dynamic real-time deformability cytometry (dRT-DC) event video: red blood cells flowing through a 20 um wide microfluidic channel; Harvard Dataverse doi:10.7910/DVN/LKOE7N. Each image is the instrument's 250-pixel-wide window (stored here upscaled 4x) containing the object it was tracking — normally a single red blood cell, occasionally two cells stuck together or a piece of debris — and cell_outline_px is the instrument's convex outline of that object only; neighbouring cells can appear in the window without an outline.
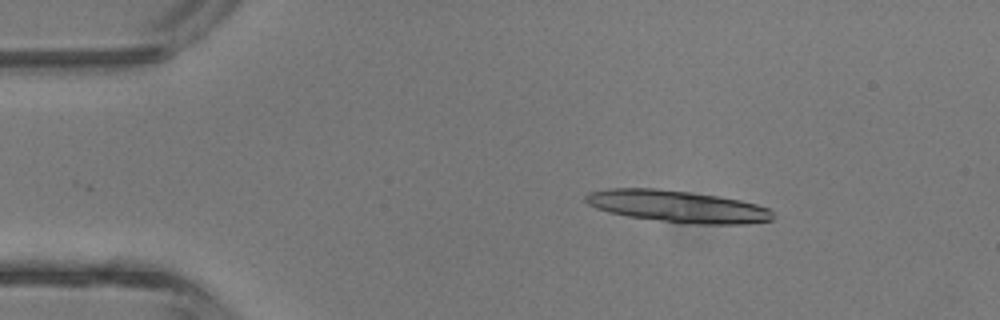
{"species": "common noctule bat (a hibernating species)", "species_latin": "Nyctalus noctula", "temperature_condition": "room temperature", "stored_images_in_passage": 5, "camera_frame_rate_fps": 3000, "um_per_image_px": 0.085, "animal": {"sex": "male", "body_mass_g": 13.3}, "frame": {"image": 1, "passage_image": 2, "time_ms": 1.333, "image_size_px": [1000, 320], "cell_outline_px": [[776, 216], [772, 220], [748, 224], [688, 224], [628, 216], [608, 212], [596, 208], [588, 204], [584, 200], [584, 196], [588, 192], [608, 188], [656, 188], [688, 192], [716, 196], [740, 200], [756, 204], [768, 208]], "centroid_in_image_um": [57.58, 17.55], "position_along_channel_um": 27.4, "area_um2": 34.91}}
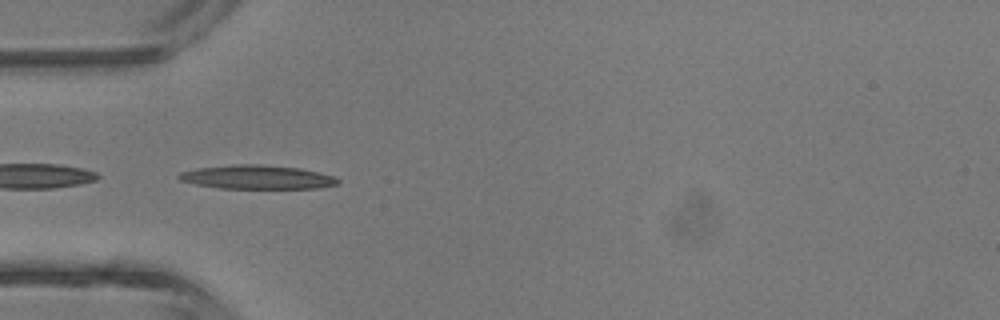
{"frame": {"image": 2, "passage_image": 4, "time_ms": 3.667, "image_size_px": [1000, 320], "cell_outline_px": [[340, 184], [316, 188], [220, 188], [196, 184], [180, 180], [176, 176], [180, 172], [196, 168], [232, 164], [260, 164], [300, 168], [336, 176], [340, 180]], "centroid_in_image_um": [21.87, 15.05], "position_along_channel_um": 63.1, "area_um2": 22.2}}
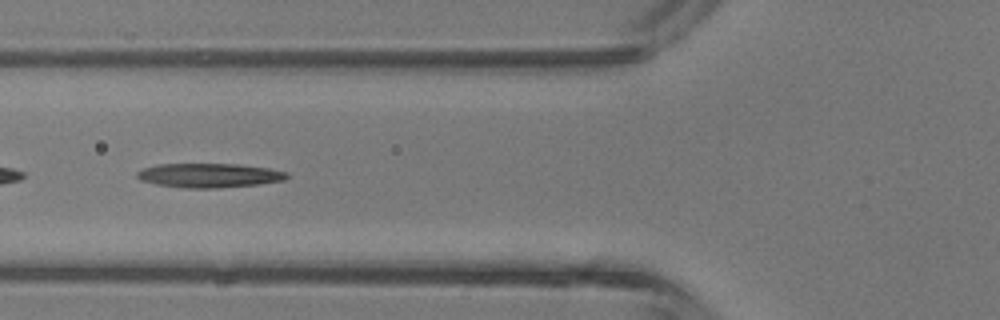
{"frame": {"image": 3, "passage_image": 5, "time_ms": 4.667, "image_size_px": [1000, 320], "cell_outline_px": [[288, 176], [284, 180], [260, 184], [216, 188], [184, 188], [156, 184], [140, 180], [136, 176], [136, 172], [144, 168], [156, 164], [240, 164], [268, 168], [288, 172]], "centroid_in_image_um": [17.77, 14.91], "position_along_channel_um": 108.0, "area_um2": 21.21}}